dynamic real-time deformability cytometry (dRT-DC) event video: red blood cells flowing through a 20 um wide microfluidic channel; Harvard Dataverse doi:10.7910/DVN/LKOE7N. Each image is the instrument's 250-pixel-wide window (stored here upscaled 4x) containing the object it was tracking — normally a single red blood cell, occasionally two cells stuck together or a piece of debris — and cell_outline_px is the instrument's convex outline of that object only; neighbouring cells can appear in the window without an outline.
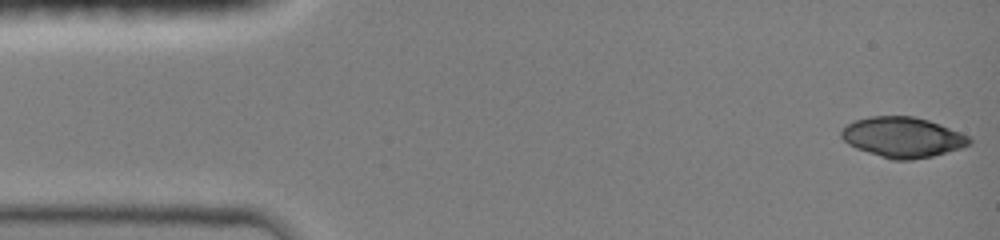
{"species": "common noctule bat (a hibernating species)", "species_latin": "Nyctalus noctula", "temperature_condition": "room temperature", "stored_images_in_passage": 25, "camera_frame_rate_fps": 3000, "um_per_image_px": 0.085, "animal": {"sex": "female", "body_mass_g": 19.0, "forearm_length_mm": 51.5}, "frame": {"image": 1, "passage_image": 1, "time_ms": 0.0, "image_size_px": [1000, 240], "cell_outline_px": [[972, 144], [960, 148], [932, 156], [908, 160], [892, 160], [856, 148], [848, 144], [840, 136], [840, 132], [848, 124], [856, 120], [868, 116], [912, 116], [928, 120], [940, 124], [972, 136]], "centroid_in_image_um": [76.75, 11.66], "position_along_channel_um": 8.2, "area_um2": 30.06}}
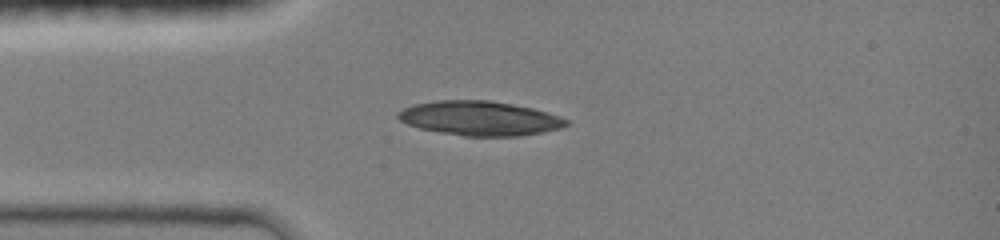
{"frame": {"image": 2, "passage_image": 12, "time_ms": 3.333, "image_size_px": [1000, 240], "cell_outline_px": [[568, 124], [560, 128], [540, 132], [516, 136], [464, 136], [440, 132], [420, 128], [408, 124], [400, 120], [396, 116], [396, 112], [404, 108], [416, 104], [436, 100], [488, 100], [512, 104], [532, 108], [560, 116], [568, 120]], "centroid_in_image_um": [40.75, 10.05], "position_along_channel_um": 44.2, "area_um2": 33.47}}